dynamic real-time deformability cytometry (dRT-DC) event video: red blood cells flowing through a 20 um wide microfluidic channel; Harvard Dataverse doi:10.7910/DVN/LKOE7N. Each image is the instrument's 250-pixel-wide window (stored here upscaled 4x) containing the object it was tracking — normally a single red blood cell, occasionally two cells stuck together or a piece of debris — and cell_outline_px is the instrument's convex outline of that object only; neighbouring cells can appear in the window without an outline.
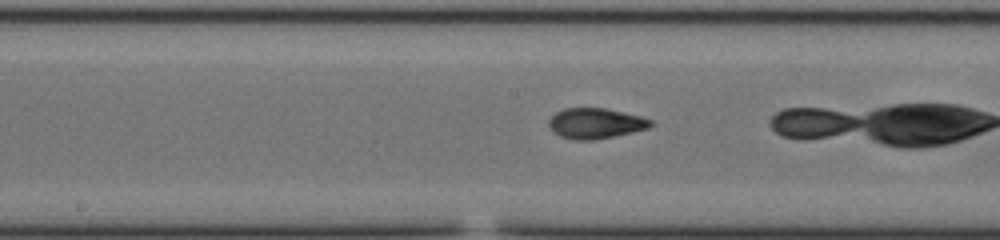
{"species": "common noctule bat (a hibernating species)", "species_latin": "Nyctalus noctula", "temperature_condition": "cold", "stored_images_in_passage": 24, "camera_frame_rate_fps": 3000, "um_per_image_px": 0.085, "animal": {"sex": "male", "body_mass_g": 20.0, "forearm_length_mm": 53.3}, "frame": {"image": 1, "passage_image": 23, "time_ms": 7.333, "image_size_px": [1000, 240], "cell_outline_px": [[656, 124], [648, 128], [632, 132], [592, 140], [572, 140], [560, 136], [548, 124], [548, 120], [556, 112], [564, 108], [608, 108], [640, 116], [652, 120]], "centroid_in_image_um": [50.64, 10.47], "position_along_channel_um": 197.6, "area_um2": 18.03}}